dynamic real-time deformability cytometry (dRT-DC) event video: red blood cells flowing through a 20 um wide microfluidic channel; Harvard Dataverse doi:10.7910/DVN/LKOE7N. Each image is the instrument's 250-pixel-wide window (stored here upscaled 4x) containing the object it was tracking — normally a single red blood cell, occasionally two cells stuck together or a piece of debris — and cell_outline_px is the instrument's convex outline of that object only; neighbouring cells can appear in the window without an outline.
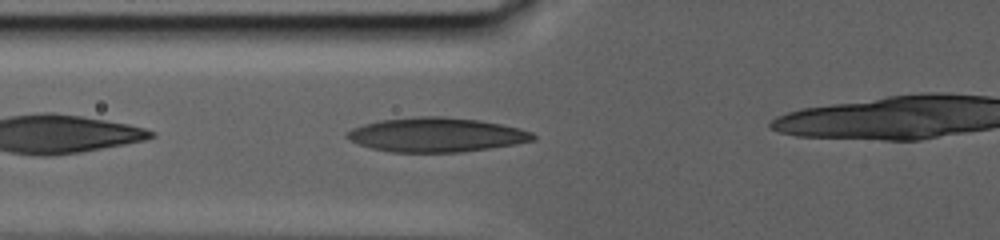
{"species": "human", "species_latin": "Homo sapiens", "temperature_condition": "warm", "stored_images_in_passage": 40, "camera_frame_rate_fps": 3000, "um_per_image_px": 0.085, "donor": {"sex": "male"}, "frame": {"image": 1, "passage_image": 4, "time_ms": 1.0, "image_size_px": [1000, 240], "cell_outline_px": [[536, 140], [516, 144], [460, 152], [392, 152], [372, 148], [348, 140], [344, 136], [344, 132], [352, 128], [364, 124], [380, 120], [416, 116], [444, 116], [480, 120], [520, 128], [532, 132], [536, 136]], "centroid_in_image_um": [37.07, 11.45], "position_along_channel_um": 88.7, "area_um2": 37.34}}
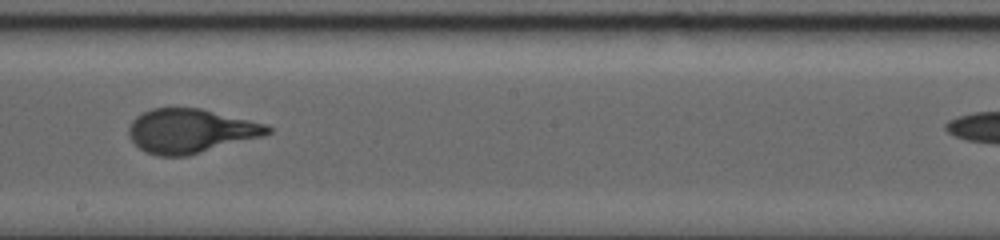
{"frame": {"image": 2, "passage_image": 18, "time_ms": 7.333, "image_size_px": [1000, 240], "cell_outline_px": [[272, 132], [264, 136], [188, 156], [156, 156], [144, 152], [128, 136], [128, 128], [132, 120], [136, 116], [152, 108], [200, 108], [268, 124], [272, 128]], "centroid_in_image_um": [16.21, 11.14], "position_along_channel_um": 232.0, "area_um2": 35.95}}
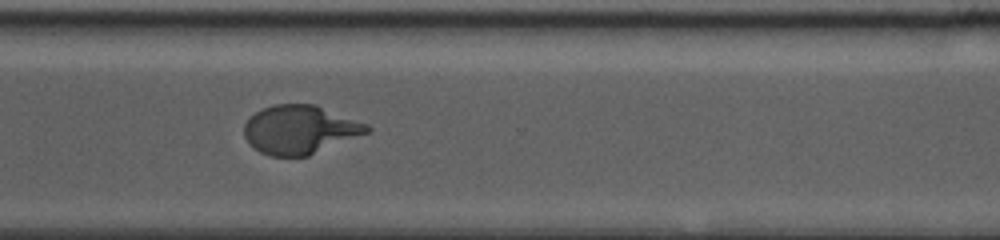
{"frame": {"image": 3, "passage_image": 30, "time_ms": 12.333, "image_size_px": [1000, 240], "cell_outline_px": [[372, 128], [368, 132], [308, 156], [268, 156], [260, 152], [244, 136], [244, 124], [256, 112], [272, 104], [316, 104], [368, 124]], "centroid_in_image_um": [25.5, 11.01], "position_along_channel_um": 345.1, "area_um2": 34.56}}